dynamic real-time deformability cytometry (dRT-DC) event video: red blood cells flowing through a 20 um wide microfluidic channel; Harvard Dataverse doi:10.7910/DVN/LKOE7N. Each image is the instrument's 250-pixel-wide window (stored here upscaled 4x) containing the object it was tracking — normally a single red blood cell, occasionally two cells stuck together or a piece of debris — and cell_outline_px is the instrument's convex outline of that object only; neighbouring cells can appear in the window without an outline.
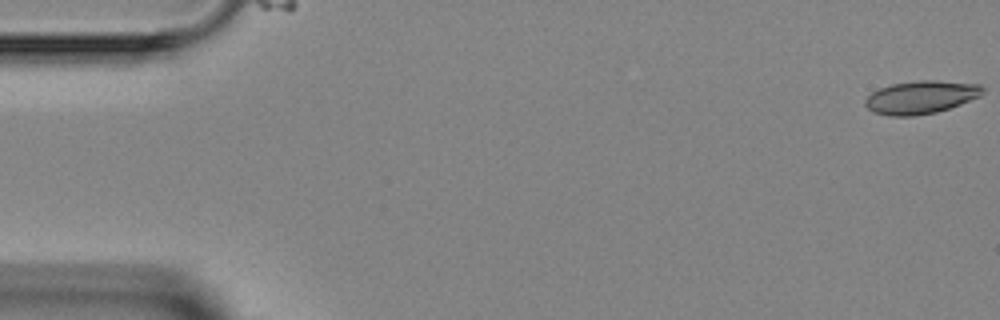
{"species": "Egyptian fruit bat (a non-hibernating species)", "species_latin": "Rousettus aegyptiacus", "temperature_condition": "room temperature", "stored_images_in_passage": 4, "camera_frame_rate_fps": 3000, "um_per_image_px": 0.085, "animal": {"sex": "female"}, "frame": {"image": 1, "passage_image": 1, "time_ms": 0.0, "image_size_px": [1000, 320], "cell_outline_px": [[984, 92], [980, 96], [960, 104], [936, 112], [912, 116], [888, 116], [872, 112], [864, 104], [864, 100], [872, 92], [880, 88], [892, 84], [920, 80], [936, 80], [980, 84], [984, 88]], "centroid_in_image_um": [78.27, 8.26], "position_along_channel_um": 6.7, "area_um2": 22.6}}
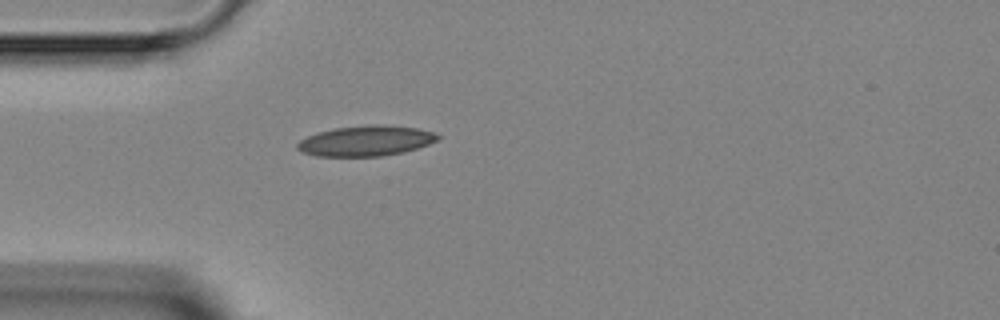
{"frame": {"image": 2, "passage_image": 4, "time_ms": 4.333, "image_size_px": [1000, 320], "cell_outline_px": [[440, 136], [436, 140], [428, 144], [404, 152], [380, 156], [316, 156], [304, 152], [296, 148], [296, 144], [300, 140], [316, 132], [336, 128], [372, 124], [376, 124], [416, 128], [436, 132]], "centroid_in_image_um": [31.09, 11.97], "position_along_channel_um": 53.9, "area_um2": 24.68}}